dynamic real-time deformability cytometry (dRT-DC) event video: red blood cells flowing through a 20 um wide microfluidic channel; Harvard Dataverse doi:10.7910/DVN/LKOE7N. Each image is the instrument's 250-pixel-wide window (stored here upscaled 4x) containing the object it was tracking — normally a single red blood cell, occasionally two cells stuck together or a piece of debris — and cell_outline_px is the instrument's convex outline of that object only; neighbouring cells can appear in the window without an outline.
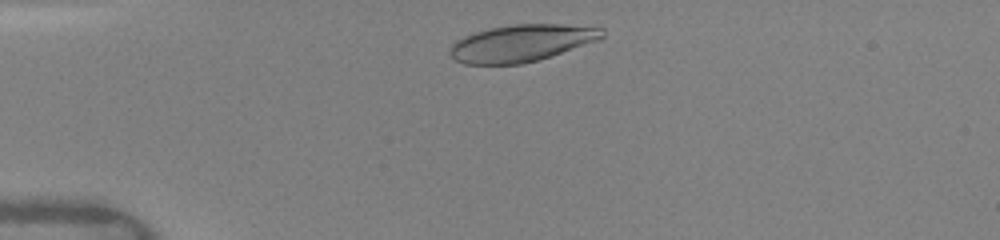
{"species": "human", "species_latin": "Homo sapiens", "temperature_condition": "warm", "stored_images_in_passage": 35, "camera_frame_rate_fps": 3000, "um_per_image_px": 0.085, "donor": {"sex": "female"}, "frame": {"image": 1, "passage_image": 3, "time_ms": 0.667, "image_size_px": [1000, 240], "cell_outline_px": [[604, 36], [596, 40], [536, 60], [520, 64], [464, 64], [456, 60], [448, 52], [452, 44], [456, 40], [464, 36], [488, 28], [512, 24], [560, 24], [604, 28]], "centroid_in_image_um": [44.26, 3.65], "position_along_channel_um": 40.7, "area_um2": 32.31}}
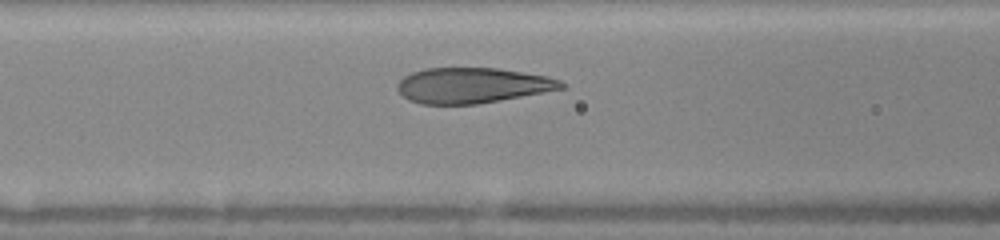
{"frame": {"image": 2, "passage_image": 12, "time_ms": 3.667, "image_size_px": [1000, 240], "cell_outline_px": [[564, 88], [544, 92], [500, 100], [476, 104], [420, 104], [408, 100], [396, 88], [396, 84], [404, 76], [412, 72], [424, 68], [496, 68], [548, 76], [560, 80], [564, 84]], "centroid_in_image_um": [40.11, 7.26], "position_along_channel_um": 126.5, "area_um2": 33.76}}
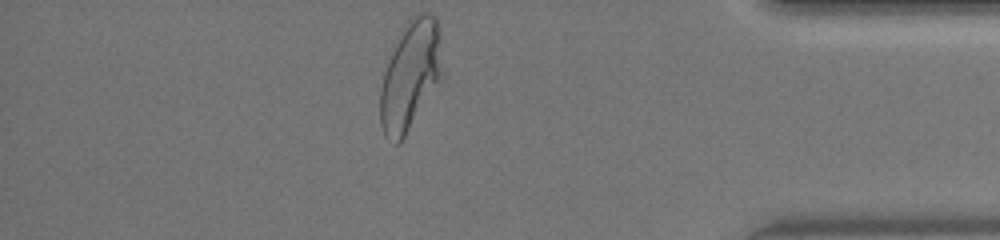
{"frame": {"image": 3, "passage_image": 35, "time_ms": 11.0, "image_size_px": [1000, 240], "cell_outline_px": [[444, 80], [400, 144], [396, 144], [384, 136], [380, 124], [380, 88], [384, 72], [400, 28], [412, 16], [420, 12], [428, 12], [436, 16], [440, 32], [444, 76]], "centroid_in_image_um": [34.93, 6.42], "position_along_channel_um": 400.3, "area_um2": 41.1}, "authors_computed_cell_mechanics": {"area_um2": 34.68, "velocity_mm_per_s": 4.104, "shape_relaxation_time_tau1_ms": 3.3589, "shape_relaxation_time_tau2_ms": null, "deformation_change_tau1": 0.1859, "deformation_change_tau2": null}}